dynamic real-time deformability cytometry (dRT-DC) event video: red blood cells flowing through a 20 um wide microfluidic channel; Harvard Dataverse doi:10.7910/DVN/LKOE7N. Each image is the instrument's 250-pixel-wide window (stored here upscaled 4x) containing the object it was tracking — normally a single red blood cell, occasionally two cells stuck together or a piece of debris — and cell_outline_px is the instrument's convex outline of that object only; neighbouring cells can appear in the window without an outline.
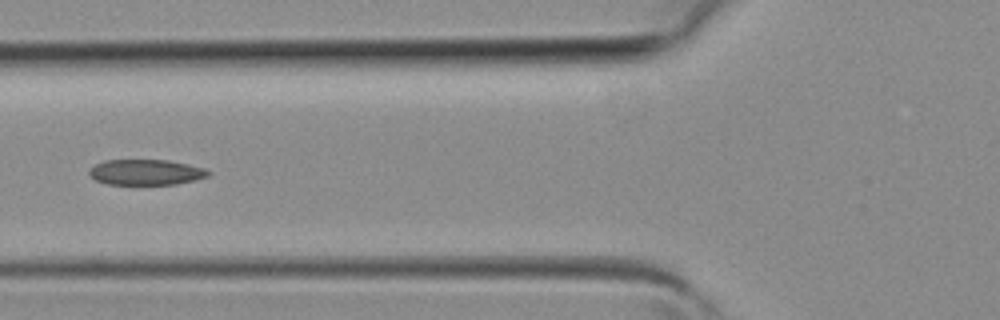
{"species": "common noctule bat (a hibernating species)", "species_latin": "Nyctalus noctula", "temperature_condition": "room temperature", "stored_images_in_passage": 4, "camera_frame_rate_fps": 3000, "um_per_image_px": 0.085, "animal": {"sex": "female", "body_mass_g": 19.3, "forearm_length_mm": 54.1}, "frame": {"image": 1, "passage_image": 4, "time_ms": 1.0, "image_size_px": [1000, 320], "cell_outline_px": [[212, 172], [208, 176], [196, 180], [176, 184], [108, 184], [96, 180], [88, 176], [88, 168], [104, 160], [168, 160], [188, 164], [204, 168]], "centroid_in_image_um": [12.39, 14.63], "position_along_channel_um": 113.4, "area_um2": 17.86}}